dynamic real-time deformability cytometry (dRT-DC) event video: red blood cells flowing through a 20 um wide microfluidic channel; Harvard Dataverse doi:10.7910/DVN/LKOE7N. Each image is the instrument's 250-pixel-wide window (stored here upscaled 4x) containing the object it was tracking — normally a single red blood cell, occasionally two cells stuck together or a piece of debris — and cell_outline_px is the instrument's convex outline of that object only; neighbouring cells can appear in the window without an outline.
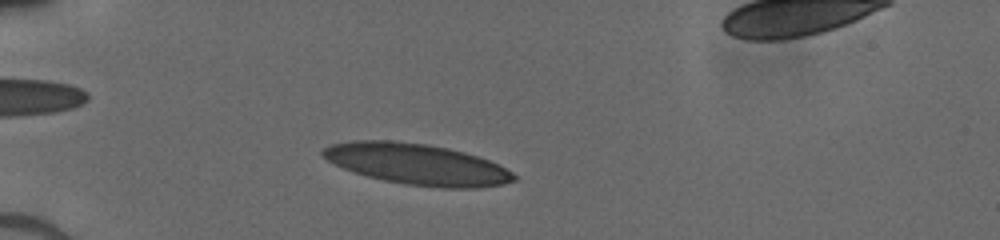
{"species": "human", "species_latin": "Homo sapiens", "temperature_condition": "cold", "stored_images_in_passage": 38, "camera_frame_rate_fps": 3000, "um_per_image_px": 0.085, "donor": {"sex": "male"}, "frame": {"image": 1, "passage_image": 7, "time_ms": 2.0, "image_size_px": [1000, 240], "cell_outline_px": [[516, 180], [504, 184], [480, 188], [440, 188], [404, 184], [384, 180], [368, 176], [344, 168], [328, 160], [320, 152], [324, 148], [332, 144], [352, 140], [388, 140], [428, 144], [448, 148], [464, 152], [488, 160], [512, 172], [516, 176]], "centroid_in_image_um": [35.46, 13.96], "position_along_channel_um": 49.5, "area_um2": 45.37}}
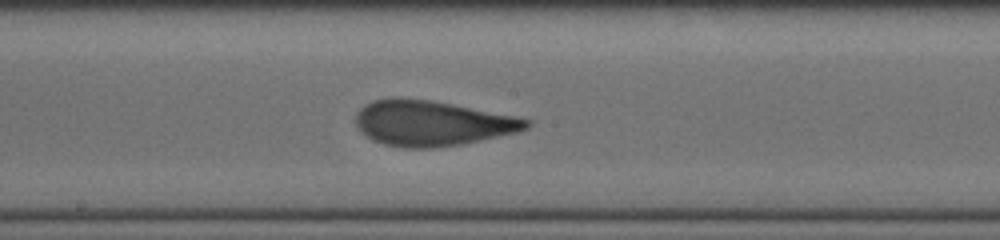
{"frame": {"image": 2, "passage_image": 21, "time_ms": 6.667, "image_size_px": [1000, 240], "cell_outline_px": [[532, 124], [528, 128], [516, 132], [480, 140], [460, 144], [436, 148], [400, 148], [384, 144], [372, 140], [360, 132], [356, 128], [356, 112], [364, 104], [372, 100], [428, 100], [512, 116], [532, 120]], "centroid_in_image_um": [36.67, 10.51], "position_along_channel_um": 211.5, "area_um2": 44.16}}
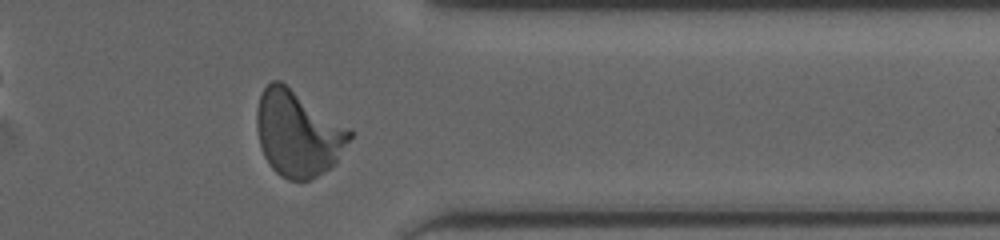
{"frame": {"image": 3, "passage_image": 34, "time_ms": 11.0, "image_size_px": [1000, 240], "cell_outline_px": [[352, 136], [336, 160], [328, 168], [316, 176], [308, 180], [288, 180], [280, 176], [272, 168], [264, 156], [260, 148], [256, 128], [256, 112], [260, 96], [264, 88], [272, 80], [280, 80], [352, 128]], "centroid_in_image_um": [25.31, 11.31], "position_along_channel_um": 386.1, "area_um2": 46.53}}